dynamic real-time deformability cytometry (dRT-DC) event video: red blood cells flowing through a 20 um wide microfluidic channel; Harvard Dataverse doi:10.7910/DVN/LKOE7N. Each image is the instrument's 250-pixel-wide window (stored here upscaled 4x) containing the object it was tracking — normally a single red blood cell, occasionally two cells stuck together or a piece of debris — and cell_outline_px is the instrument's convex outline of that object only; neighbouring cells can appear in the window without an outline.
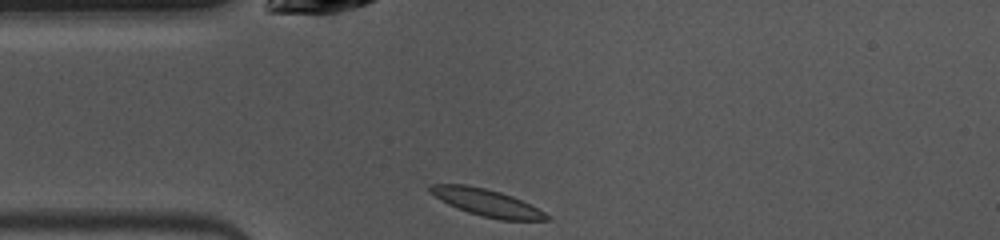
{"species": "common noctule bat (a hibernating species)", "species_latin": "Nyctalus noctula", "temperature_condition": "warm", "stored_images_in_passage": 39, "camera_frame_rate_fps": 3000, "um_per_image_px": 0.085, "animal": {"sex": "female", "body_mass_g": 10.0, "forearm_length_mm": 53.1}, "frame": {"image": 1, "passage_image": 1, "time_ms": 0.0, "image_size_px": [1000, 240], "cell_outline_px": [[552, 220], [500, 220], [480, 216], [456, 208], [440, 200], [428, 188], [432, 184], [464, 184], [484, 188], [500, 192], [512, 196], [552, 216]], "centroid_in_image_um": [41.39, 17.24], "position_along_channel_um": 43.6, "area_um2": 18.21}}
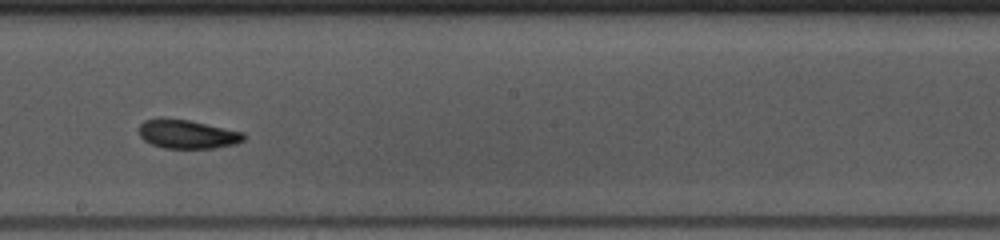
{"frame": {"image": 2, "passage_image": 16, "time_ms": 5.0, "image_size_px": [1000, 240], "cell_outline_px": [[248, 136], [244, 140], [236, 144], [216, 148], [164, 148], [152, 144], [144, 140], [140, 136], [140, 124], [144, 120], [160, 116], [188, 120], [244, 132]], "centroid_in_image_um": [15.93, 11.39], "position_along_channel_um": 232.3, "area_um2": 17.86}}
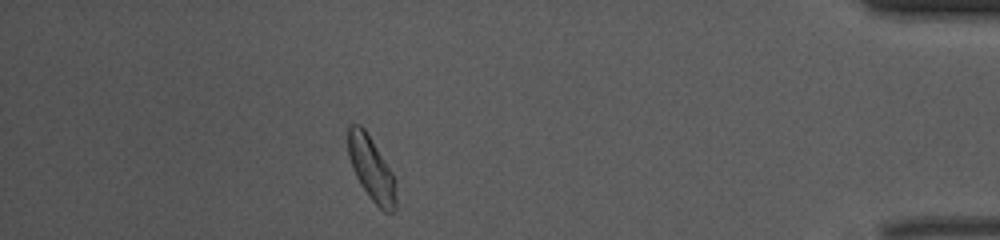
{"frame": {"image": 3, "passage_image": 33, "time_ms": 10.667, "image_size_px": [1000, 240], "cell_outline_px": [[396, 208], [392, 212], [384, 212], [368, 196], [360, 184], [352, 168], [348, 156], [348, 124], [360, 124], [364, 128], [372, 140], [392, 172], [396, 180]], "centroid_in_image_um": [31.57, 14.35], "position_along_channel_um": 403.6, "area_um2": 17.98}, "authors_computed_cell_mechanics": {"area_um2": 17.6868, "velocity_mm_per_s": 3.9689, "shape_relaxation_time_tau1_ms": 4.2689, "shape_relaxation_time_tau2_ms": null, "deformation_change_tau1": 0.1341, "deformation_change_tau2": null}}